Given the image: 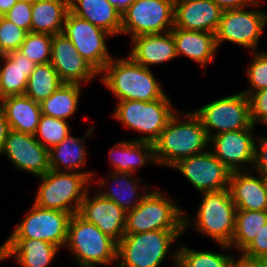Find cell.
<instances>
[{"label": "cell", "instance_id": "obj_1", "mask_svg": "<svg viewBox=\"0 0 267 267\" xmlns=\"http://www.w3.org/2000/svg\"><path fill=\"white\" fill-rule=\"evenodd\" d=\"M153 145L157 165L172 167L184 158L206 151L209 138L193 111L178 110Z\"/></svg>", "mask_w": 267, "mask_h": 267}, {"label": "cell", "instance_id": "obj_2", "mask_svg": "<svg viewBox=\"0 0 267 267\" xmlns=\"http://www.w3.org/2000/svg\"><path fill=\"white\" fill-rule=\"evenodd\" d=\"M99 74L102 84L111 90L119 101L151 102L166 95L152 70L136 63L130 56L113 57Z\"/></svg>", "mask_w": 267, "mask_h": 267}, {"label": "cell", "instance_id": "obj_3", "mask_svg": "<svg viewBox=\"0 0 267 267\" xmlns=\"http://www.w3.org/2000/svg\"><path fill=\"white\" fill-rule=\"evenodd\" d=\"M194 220L184 216V230L195 226L201 234L210 237L223 250L232 251L229 247L235 231L236 211L229 188L216 192H203Z\"/></svg>", "mask_w": 267, "mask_h": 267}, {"label": "cell", "instance_id": "obj_4", "mask_svg": "<svg viewBox=\"0 0 267 267\" xmlns=\"http://www.w3.org/2000/svg\"><path fill=\"white\" fill-rule=\"evenodd\" d=\"M185 230H152L125 234L118 242L117 261L121 267H159L169 254L178 262V251L170 248ZM120 259V260H119Z\"/></svg>", "mask_w": 267, "mask_h": 267}, {"label": "cell", "instance_id": "obj_5", "mask_svg": "<svg viewBox=\"0 0 267 267\" xmlns=\"http://www.w3.org/2000/svg\"><path fill=\"white\" fill-rule=\"evenodd\" d=\"M37 178L41 182L34 204L72 215L79 212L81 203L93 182L87 174L69 171L49 170Z\"/></svg>", "mask_w": 267, "mask_h": 267}, {"label": "cell", "instance_id": "obj_6", "mask_svg": "<svg viewBox=\"0 0 267 267\" xmlns=\"http://www.w3.org/2000/svg\"><path fill=\"white\" fill-rule=\"evenodd\" d=\"M65 247L72 252L80 267L109 266L117 261L118 243L78 213L70 218Z\"/></svg>", "mask_w": 267, "mask_h": 267}, {"label": "cell", "instance_id": "obj_7", "mask_svg": "<svg viewBox=\"0 0 267 267\" xmlns=\"http://www.w3.org/2000/svg\"><path fill=\"white\" fill-rule=\"evenodd\" d=\"M170 101L167 95L151 102L121 100L117 102L111 116L125 125L124 127L142 133V136L134 141L153 144L177 112V109L172 108Z\"/></svg>", "mask_w": 267, "mask_h": 267}, {"label": "cell", "instance_id": "obj_8", "mask_svg": "<svg viewBox=\"0 0 267 267\" xmlns=\"http://www.w3.org/2000/svg\"><path fill=\"white\" fill-rule=\"evenodd\" d=\"M158 189L150 191L132 211L126 213L125 234L152 230H184L185 212Z\"/></svg>", "mask_w": 267, "mask_h": 267}, {"label": "cell", "instance_id": "obj_9", "mask_svg": "<svg viewBox=\"0 0 267 267\" xmlns=\"http://www.w3.org/2000/svg\"><path fill=\"white\" fill-rule=\"evenodd\" d=\"M194 113L200 118L208 138L223 132L248 129L253 125L249 98L241 91L208 102Z\"/></svg>", "mask_w": 267, "mask_h": 267}, {"label": "cell", "instance_id": "obj_10", "mask_svg": "<svg viewBox=\"0 0 267 267\" xmlns=\"http://www.w3.org/2000/svg\"><path fill=\"white\" fill-rule=\"evenodd\" d=\"M175 0H134L122 13L121 34L131 39L145 34H162L174 27Z\"/></svg>", "mask_w": 267, "mask_h": 267}, {"label": "cell", "instance_id": "obj_11", "mask_svg": "<svg viewBox=\"0 0 267 267\" xmlns=\"http://www.w3.org/2000/svg\"><path fill=\"white\" fill-rule=\"evenodd\" d=\"M267 24L263 10L245 8L224 10L215 31L217 47L225 41L243 46L248 51H257L258 41Z\"/></svg>", "mask_w": 267, "mask_h": 267}, {"label": "cell", "instance_id": "obj_12", "mask_svg": "<svg viewBox=\"0 0 267 267\" xmlns=\"http://www.w3.org/2000/svg\"><path fill=\"white\" fill-rule=\"evenodd\" d=\"M61 33L99 73L113 58L106 44V38L113 36L104 29L74 15L70 10L66 15Z\"/></svg>", "mask_w": 267, "mask_h": 267}, {"label": "cell", "instance_id": "obj_13", "mask_svg": "<svg viewBox=\"0 0 267 267\" xmlns=\"http://www.w3.org/2000/svg\"><path fill=\"white\" fill-rule=\"evenodd\" d=\"M71 216V213L45 209L33 203L30 211L15 226L8 238L39 239L63 248L67 242Z\"/></svg>", "mask_w": 267, "mask_h": 267}, {"label": "cell", "instance_id": "obj_14", "mask_svg": "<svg viewBox=\"0 0 267 267\" xmlns=\"http://www.w3.org/2000/svg\"><path fill=\"white\" fill-rule=\"evenodd\" d=\"M209 149L208 147L207 151L184 158L172 166L184 175L199 193L229 188L231 171Z\"/></svg>", "mask_w": 267, "mask_h": 267}, {"label": "cell", "instance_id": "obj_15", "mask_svg": "<svg viewBox=\"0 0 267 267\" xmlns=\"http://www.w3.org/2000/svg\"><path fill=\"white\" fill-rule=\"evenodd\" d=\"M254 128L252 125L248 129L223 132L209 138L210 150L231 172L253 171L256 143Z\"/></svg>", "mask_w": 267, "mask_h": 267}, {"label": "cell", "instance_id": "obj_16", "mask_svg": "<svg viewBox=\"0 0 267 267\" xmlns=\"http://www.w3.org/2000/svg\"><path fill=\"white\" fill-rule=\"evenodd\" d=\"M16 169L43 176L50 170L49 150L32 134L11 130L5 139L0 155H4Z\"/></svg>", "mask_w": 267, "mask_h": 267}, {"label": "cell", "instance_id": "obj_17", "mask_svg": "<svg viewBox=\"0 0 267 267\" xmlns=\"http://www.w3.org/2000/svg\"><path fill=\"white\" fill-rule=\"evenodd\" d=\"M50 63L63 83L81 85V82L89 83L100 76L62 33L53 35Z\"/></svg>", "mask_w": 267, "mask_h": 267}, {"label": "cell", "instance_id": "obj_18", "mask_svg": "<svg viewBox=\"0 0 267 267\" xmlns=\"http://www.w3.org/2000/svg\"><path fill=\"white\" fill-rule=\"evenodd\" d=\"M89 191L90 189L81 203L78 214L118 243L125 235L126 212L97 191L93 197H89Z\"/></svg>", "mask_w": 267, "mask_h": 267}, {"label": "cell", "instance_id": "obj_19", "mask_svg": "<svg viewBox=\"0 0 267 267\" xmlns=\"http://www.w3.org/2000/svg\"><path fill=\"white\" fill-rule=\"evenodd\" d=\"M222 14L212 0H175L174 27L215 33Z\"/></svg>", "mask_w": 267, "mask_h": 267}, {"label": "cell", "instance_id": "obj_20", "mask_svg": "<svg viewBox=\"0 0 267 267\" xmlns=\"http://www.w3.org/2000/svg\"><path fill=\"white\" fill-rule=\"evenodd\" d=\"M59 249L39 239L8 238L0 245V262L13 256L20 267H48Z\"/></svg>", "mask_w": 267, "mask_h": 267}, {"label": "cell", "instance_id": "obj_21", "mask_svg": "<svg viewBox=\"0 0 267 267\" xmlns=\"http://www.w3.org/2000/svg\"><path fill=\"white\" fill-rule=\"evenodd\" d=\"M250 171H232L229 191L237 210L266 211L267 190L262 176Z\"/></svg>", "mask_w": 267, "mask_h": 267}, {"label": "cell", "instance_id": "obj_22", "mask_svg": "<svg viewBox=\"0 0 267 267\" xmlns=\"http://www.w3.org/2000/svg\"><path fill=\"white\" fill-rule=\"evenodd\" d=\"M131 41L132 48L129 56L146 68L150 69L152 65L168 62L178 57L171 32L139 35Z\"/></svg>", "mask_w": 267, "mask_h": 267}, {"label": "cell", "instance_id": "obj_23", "mask_svg": "<svg viewBox=\"0 0 267 267\" xmlns=\"http://www.w3.org/2000/svg\"><path fill=\"white\" fill-rule=\"evenodd\" d=\"M0 100L8 96L24 95L27 81L35 64L19 50L0 57Z\"/></svg>", "mask_w": 267, "mask_h": 267}, {"label": "cell", "instance_id": "obj_24", "mask_svg": "<svg viewBox=\"0 0 267 267\" xmlns=\"http://www.w3.org/2000/svg\"><path fill=\"white\" fill-rule=\"evenodd\" d=\"M113 173V174H112ZM109 176L103 178L100 182L98 181L99 189L97 190L103 197L110 199L117 203L119 207L126 213L132 211L137 207L143 198L149 193L147 185H143L141 188L138 186L140 184V179L134 178V174L130 173H117L111 171L108 173ZM112 175V176H111ZM106 179V180H105ZM112 180L111 185L106 183ZM115 184V188H111ZM108 187L106 191L101 187ZM110 186V187H109ZM113 187V186H112ZM140 188V189H139Z\"/></svg>", "mask_w": 267, "mask_h": 267}, {"label": "cell", "instance_id": "obj_25", "mask_svg": "<svg viewBox=\"0 0 267 267\" xmlns=\"http://www.w3.org/2000/svg\"><path fill=\"white\" fill-rule=\"evenodd\" d=\"M175 41L177 56L185 55L203 68L212 63L217 51L215 34L173 27L170 31Z\"/></svg>", "mask_w": 267, "mask_h": 267}, {"label": "cell", "instance_id": "obj_26", "mask_svg": "<svg viewBox=\"0 0 267 267\" xmlns=\"http://www.w3.org/2000/svg\"><path fill=\"white\" fill-rule=\"evenodd\" d=\"M91 125L85 134V137L76 138L71 133L60 142V144L49 149L50 170L69 171L87 174L91 179L94 177L90 171H82L86 165L87 147L85 141L87 136H91L93 132Z\"/></svg>", "mask_w": 267, "mask_h": 267}, {"label": "cell", "instance_id": "obj_27", "mask_svg": "<svg viewBox=\"0 0 267 267\" xmlns=\"http://www.w3.org/2000/svg\"><path fill=\"white\" fill-rule=\"evenodd\" d=\"M69 9L112 36L121 35L122 13L108 0H69Z\"/></svg>", "mask_w": 267, "mask_h": 267}, {"label": "cell", "instance_id": "obj_28", "mask_svg": "<svg viewBox=\"0 0 267 267\" xmlns=\"http://www.w3.org/2000/svg\"><path fill=\"white\" fill-rule=\"evenodd\" d=\"M5 118L11 130L34 135L42 112L40 103L28 96H8L0 100Z\"/></svg>", "mask_w": 267, "mask_h": 267}, {"label": "cell", "instance_id": "obj_29", "mask_svg": "<svg viewBox=\"0 0 267 267\" xmlns=\"http://www.w3.org/2000/svg\"><path fill=\"white\" fill-rule=\"evenodd\" d=\"M109 161L117 173L135 174L139 167L156 164L154 145L144 141L127 140L116 143L109 151Z\"/></svg>", "mask_w": 267, "mask_h": 267}, {"label": "cell", "instance_id": "obj_30", "mask_svg": "<svg viewBox=\"0 0 267 267\" xmlns=\"http://www.w3.org/2000/svg\"><path fill=\"white\" fill-rule=\"evenodd\" d=\"M69 10V0H35L32 3L31 32L60 34Z\"/></svg>", "mask_w": 267, "mask_h": 267}, {"label": "cell", "instance_id": "obj_31", "mask_svg": "<svg viewBox=\"0 0 267 267\" xmlns=\"http://www.w3.org/2000/svg\"><path fill=\"white\" fill-rule=\"evenodd\" d=\"M80 84L64 83L40 103L43 115L66 120L78 111Z\"/></svg>", "mask_w": 267, "mask_h": 267}, {"label": "cell", "instance_id": "obj_32", "mask_svg": "<svg viewBox=\"0 0 267 267\" xmlns=\"http://www.w3.org/2000/svg\"><path fill=\"white\" fill-rule=\"evenodd\" d=\"M267 223L266 211L237 210L235 231L229 247L240 253L252 242L257 233ZM234 248V249H233Z\"/></svg>", "mask_w": 267, "mask_h": 267}, {"label": "cell", "instance_id": "obj_33", "mask_svg": "<svg viewBox=\"0 0 267 267\" xmlns=\"http://www.w3.org/2000/svg\"><path fill=\"white\" fill-rule=\"evenodd\" d=\"M63 84L51 63L38 64L28 78L25 95L41 103Z\"/></svg>", "mask_w": 267, "mask_h": 267}, {"label": "cell", "instance_id": "obj_34", "mask_svg": "<svg viewBox=\"0 0 267 267\" xmlns=\"http://www.w3.org/2000/svg\"><path fill=\"white\" fill-rule=\"evenodd\" d=\"M180 246L178 248V263L183 267H230L232 253L199 251L189 248L185 244H180Z\"/></svg>", "mask_w": 267, "mask_h": 267}, {"label": "cell", "instance_id": "obj_35", "mask_svg": "<svg viewBox=\"0 0 267 267\" xmlns=\"http://www.w3.org/2000/svg\"><path fill=\"white\" fill-rule=\"evenodd\" d=\"M70 132L67 120L42 114L34 137L42 146L49 150L60 144Z\"/></svg>", "mask_w": 267, "mask_h": 267}, {"label": "cell", "instance_id": "obj_36", "mask_svg": "<svg viewBox=\"0 0 267 267\" xmlns=\"http://www.w3.org/2000/svg\"><path fill=\"white\" fill-rule=\"evenodd\" d=\"M52 39L53 35L28 32L18 50L35 65L50 63Z\"/></svg>", "mask_w": 267, "mask_h": 267}, {"label": "cell", "instance_id": "obj_37", "mask_svg": "<svg viewBox=\"0 0 267 267\" xmlns=\"http://www.w3.org/2000/svg\"><path fill=\"white\" fill-rule=\"evenodd\" d=\"M254 57L246 74L249 80L250 89L241 91L247 97L254 92L267 88V53L266 51L252 53Z\"/></svg>", "mask_w": 267, "mask_h": 267}, {"label": "cell", "instance_id": "obj_38", "mask_svg": "<svg viewBox=\"0 0 267 267\" xmlns=\"http://www.w3.org/2000/svg\"><path fill=\"white\" fill-rule=\"evenodd\" d=\"M27 32L19 28L4 16L0 19V40L2 43V56L18 50L25 40Z\"/></svg>", "mask_w": 267, "mask_h": 267}, {"label": "cell", "instance_id": "obj_39", "mask_svg": "<svg viewBox=\"0 0 267 267\" xmlns=\"http://www.w3.org/2000/svg\"><path fill=\"white\" fill-rule=\"evenodd\" d=\"M4 17L27 33L31 32L32 3L17 1Z\"/></svg>", "mask_w": 267, "mask_h": 267}, {"label": "cell", "instance_id": "obj_40", "mask_svg": "<svg viewBox=\"0 0 267 267\" xmlns=\"http://www.w3.org/2000/svg\"><path fill=\"white\" fill-rule=\"evenodd\" d=\"M248 98L252 124H263L267 120V88L251 93Z\"/></svg>", "mask_w": 267, "mask_h": 267}, {"label": "cell", "instance_id": "obj_41", "mask_svg": "<svg viewBox=\"0 0 267 267\" xmlns=\"http://www.w3.org/2000/svg\"><path fill=\"white\" fill-rule=\"evenodd\" d=\"M241 254L252 259H263L267 255V223Z\"/></svg>", "mask_w": 267, "mask_h": 267}, {"label": "cell", "instance_id": "obj_42", "mask_svg": "<svg viewBox=\"0 0 267 267\" xmlns=\"http://www.w3.org/2000/svg\"><path fill=\"white\" fill-rule=\"evenodd\" d=\"M254 168L259 174L267 171V137L256 138L253 170Z\"/></svg>", "mask_w": 267, "mask_h": 267}, {"label": "cell", "instance_id": "obj_43", "mask_svg": "<svg viewBox=\"0 0 267 267\" xmlns=\"http://www.w3.org/2000/svg\"><path fill=\"white\" fill-rule=\"evenodd\" d=\"M217 6L224 10L240 9L251 6L260 7L259 0H212Z\"/></svg>", "mask_w": 267, "mask_h": 267}, {"label": "cell", "instance_id": "obj_44", "mask_svg": "<svg viewBox=\"0 0 267 267\" xmlns=\"http://www.w3.org/2000/svg\"><path fill=\"white\" fill-rule=\"evenodd\" d=\"M230 267H264L262 259H252L241 254L237 259L235 254L230 262Z\"/></svg>", "mask_w": 267, "mask_h": 267}, {"label": "cell", "instance_id": "obj_45", "mask_svg": "<svg viewBox=\"0 0 267 267\" xmlns=\"http://www.w3.org/2000/svg\"><path fill=\"white\" fill-rule=\"evenodd\" d=\"M10 131V125L5 118L2 108L0 107V152L4 146L5 139L8 137Z\"/></svg>", "mask_w": 267, "mask_h": 267}, {"label": "cell", "instance_id": "obj_46", "mask_svg": "<svg viewBox=\"0 0 267 267\" xmlns=\"http://www.w3.org/2000/svg\"><path fill=\"white\" fill-rule=\"evenodd\" d=\"M113 6H115L121 13H123L134 0H108Z\"/></svg>", "mask_w": 267, "mask_h": 267}, {"label": "cell", "instance_id": "obj_47", "mask_svg": "<svg viewBox=\"0 0 267 267\" xmlns=\"http://www.w3.org/2000/svg\"><path fill=\"white\" fill-rule=\"evenodd\" d=\"M17 0H0V12L4 16L15 4Z\"/></svg>", "mask_w": 267, "mask_h": 267}, {"label": "cell", "instance_id": "obj_48", "mask_svg": "<svg viewBox=\"0 0 267 267\" xmlns=\"http://www.w3.org/2000/svg\"><path fill=\"white\" fill-rule=\"evenodd\" d=\"M260 175L263 178V181H264V184H265V187H266V190H267V171L261 172Z\"/></svg>", "mask_w": 267, "mask_h": 267}, {"label": "cell", "instance_id": "obj_49", "mask_svg": "<svg viewBox=\"0 0 267 267\" xmlns=\"http://www.w3.org/2000/svg\"><path fill=\"white\" fill-rule=\"evenodd\" d=\"M264 267H267V255L262 259Z\"/></svg>", "mask_w": 267, "mask_h": 267}, {"label": "cell", "instance_id": "obj_50", "mask_svg": "<svg viewBox=\"0 0 267 267\" xmlns=\"http://www.w3.org/2000/svg\"><path fill=\"white\" fill-rule=\"evenodd\" d=\"M17 1H24V2H28V3H33L35 0H17Z\"/></svg>", "mask_w": 267, "mask_h": 267}, {"label": "cell", "instance_id": "obj_51", "mask_svg": "<svg viewBox=\"0 0 267 267\" xmlns=\"http://www.w3.org/2000/svg\"><path fill=\"white\" fill-rule=\"evenodd\" d=\"M0 57H2V43H1V40H0Z\"/></svg>", "mask_w": 267, "mask_h": 267}, {"label": "cell", "instance_id": "obj_52", "mask_svg": "<svg viewBox=\"0 0 267 267\" xmlns=\"http://www.w3.org/2000/svg\"><path fill=\"white\" fill-rule=\"evenodd\" d=\"M83 267H97V265H91V266H83ZM115 267H121L119 264H117V266Z\"/></svg>", "mask_w": 267, "mask_h": 267}, {"label": "cell", "instance_id": "obj_53", "mask_svg": "<svg viewBox=\"0 0 267 267\" xmlns=\"http://www.w3.org/2000/svg\"><path fill=\"white\" fill-rule=\"evenodd\" d=\"M174 267H183L181 264H179L178 262L174 263Z\"/></svg>", "mask_w": 267, "mask_h": 267}]
</instances>
